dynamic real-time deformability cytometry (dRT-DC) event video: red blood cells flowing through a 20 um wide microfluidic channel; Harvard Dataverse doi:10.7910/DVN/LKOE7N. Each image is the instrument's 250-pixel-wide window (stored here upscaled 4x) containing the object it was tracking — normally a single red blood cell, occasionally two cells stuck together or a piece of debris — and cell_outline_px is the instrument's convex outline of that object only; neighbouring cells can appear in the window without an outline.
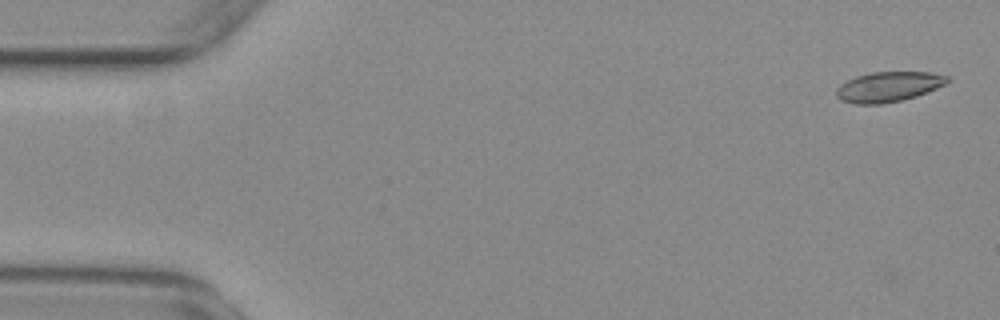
{"species": "common noctule bat (a hibernating species)", "species_latin": "Nyctalus noctula", "temperature_condition": "warm", "stored_images_in_passage": 9, "camera_frame_rate_fps": 3000, "um_per_image_px": 0.085, "animal": {"sex": "female", "body_mass_g": 29.2, "forearm_length_mm": 56.3}, "frame": {"image": 1, "passage_image": 2, "time_ms": 0.333, "image_size_px": [1000, 320], "cell_outline_px": [[948, 80], [944, 84], [928, 92], [916, 96], [900, 100], [880, 104], [856, 104], [840, 100], [836, 96], [836, 88], [840, 84], [856, 76], [872, 72], [932, 72], [948, 76]], "centroid_in_image_um": [75.49, 7.37], "position_along_channel_um": 9.5, "area_um2": 19.36}}